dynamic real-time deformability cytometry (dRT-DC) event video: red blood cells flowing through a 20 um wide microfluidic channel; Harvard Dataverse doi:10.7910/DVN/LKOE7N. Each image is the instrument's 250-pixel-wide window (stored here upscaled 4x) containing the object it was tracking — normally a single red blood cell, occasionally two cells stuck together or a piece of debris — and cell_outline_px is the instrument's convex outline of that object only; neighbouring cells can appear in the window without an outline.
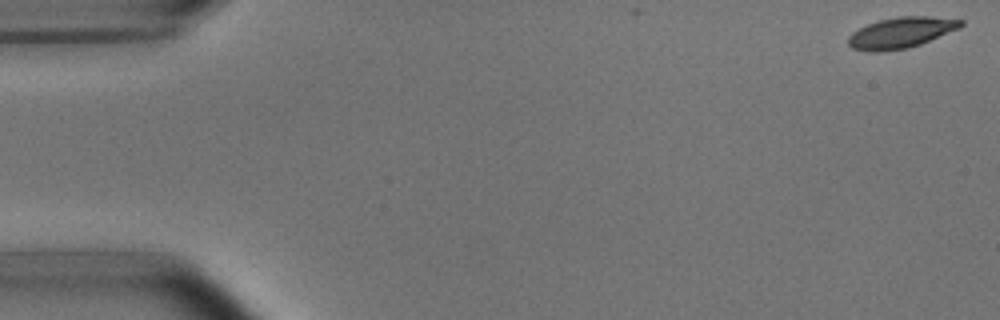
{"species": "common noctule bat (a hibernating species)", "species_latin": "Nyctalus noctula", "temperature_condition": "room temperature", "stored_images_in_passage": 3, "camera_frame_rate_fps": 3000, "um_per_image_px": 0.085, "animal": {"sex": "male", "body_mass_g": 15.6}, "frame": {"image": 1, "passage_image": 1, "time_ms": 0.0, "image_size_px": [1000, 320], "cell_outline_px": [[964, 24], [960, 28], [920, 44], [908, 48], [880, 52], [868, 52], [852, 48], [848, 44], [848, 36], [852, 32], [868, 24], [880, 20], [900, 16], [928, 16], [964, 20]], "centroid_in_image_um": [76.58, 2.78], "position_along_channel_um": 8.4, "area_um2": 20.23}}